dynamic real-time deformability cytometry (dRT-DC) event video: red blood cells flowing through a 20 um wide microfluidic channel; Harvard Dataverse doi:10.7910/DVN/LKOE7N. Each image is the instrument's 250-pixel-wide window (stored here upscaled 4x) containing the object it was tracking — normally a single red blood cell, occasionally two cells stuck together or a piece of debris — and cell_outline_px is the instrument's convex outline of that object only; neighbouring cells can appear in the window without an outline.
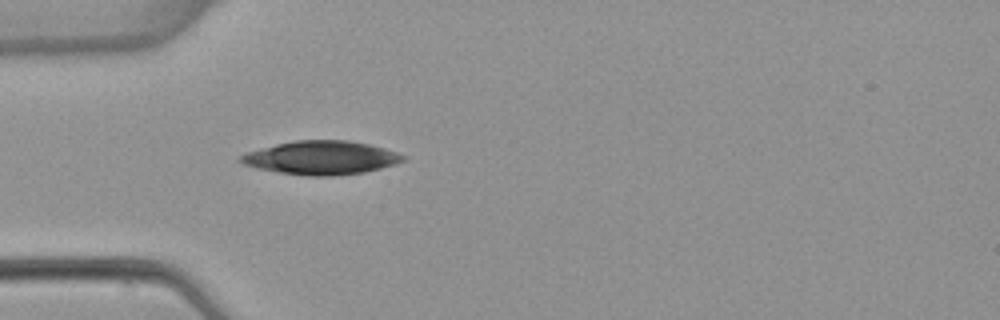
{"species": "common noctule bat (a hibernating species)", "species_latin": "Nyctalus noctula", "temperature_condition": "warm", "stored_images_in_passage": 4, "camera_frame_rate_fps": 3000, "um_per_image_px": 0.085, "animal": {"sex": "female", "body_mass_g": 22.7, "forearm_length_mm": 54.2}, "frame": {"image": 1, "passage_image": 4, "time_ms": 3.667, "image_size_px": [1000, 320], "cell_outline_px": [[408, 156], [404, 160], [396, 164], [364, 172], [332, 176], [308, 176], [280, 172], [256, 168], [244, 164], [236, 160], [240, 156], [248, 152], [276, 144], [296, 140], [348, 140], [368, 144], [384, 148]], "centroid_in_image_um": [27.31, 13.41], "position_along_channel_um": 57.7, "area_um2": 31.67}}